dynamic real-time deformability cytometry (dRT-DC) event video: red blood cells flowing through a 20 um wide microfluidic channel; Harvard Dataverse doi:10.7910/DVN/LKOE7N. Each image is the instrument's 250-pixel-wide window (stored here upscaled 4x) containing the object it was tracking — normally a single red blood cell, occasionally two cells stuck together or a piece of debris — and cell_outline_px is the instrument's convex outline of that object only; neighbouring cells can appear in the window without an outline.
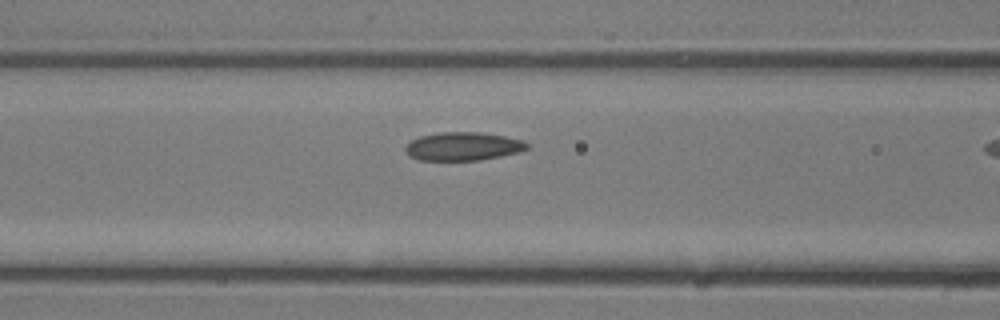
{"species": "common noctule bat (a hibernating species)", "species_latin": "Nyctalus noctula", "temperature_condition": "room temperature", "stored_images_in_passage": 7, "camera_frame_rate_fps": 3000, "um_per_image_px": 0.085, "animal": {"sex": "male", "body_mass_g": 13.3}, "frame": {"image": 1, "passage_image": 6, "time_ms": 1.667, "image_size_px": [1000, 320], "cell_outline_px": [[528, 148], [520, 152], [480, 160], [420, 160], [408, 156], [404, 148], [412, 140], [420, 136], [440, 132], [480, 132], [504, 136], [524, 140], [528, 144]], "centroid_in_image_um": [39.36, 12.44], "position_along_channel_um": 127.2, "area_um2": 20.11}}